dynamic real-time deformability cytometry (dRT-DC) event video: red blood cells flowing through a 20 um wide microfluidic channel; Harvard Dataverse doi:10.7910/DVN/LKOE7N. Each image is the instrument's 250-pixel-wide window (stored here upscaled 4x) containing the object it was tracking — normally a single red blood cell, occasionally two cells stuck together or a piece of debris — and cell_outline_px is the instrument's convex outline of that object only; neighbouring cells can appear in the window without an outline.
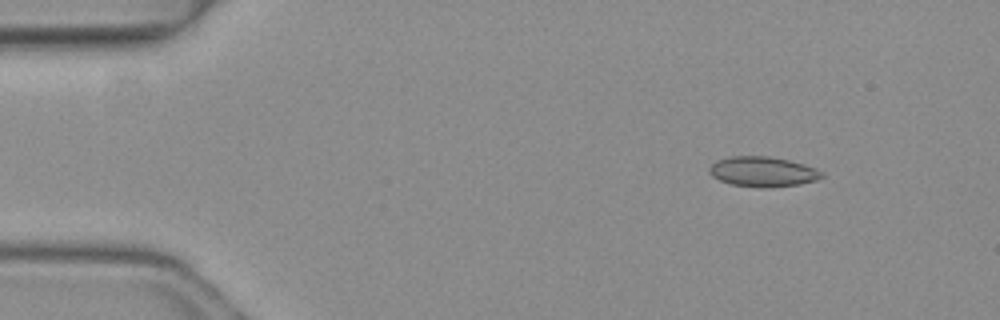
{"species": "common noctule bat (a hibernating species)", "species_latin": "Nyctalus noctula", "temperature_condition": "warm", "stored_images_in_passage": 4, "camera_frame_rate_fps": 3000, "um_per_image_px": 0.085, "animal": {"sex": "female", "body_mass_g": 19.3, "forearm_length_mm": 54.1}, "frame": {"image": 1, "passage_image": 2, "time_ms": 0.333, "image_size_px": [1000, 320], "cell_outline_px": [[824, 176], [816, 180], [800, 184], [764, 188], [760, 188], [732, 184], [720, 180], [712, 176], [708, 172], [708, 168], [716, 160], [732, 156], [768, 156], [788, 160], [804, 164], [816, 168], [824, 172]], "centroid_in_image_um": [64.84, 14.59], "position_along_channel_um": 20.2, "area_um2": 19.77}}